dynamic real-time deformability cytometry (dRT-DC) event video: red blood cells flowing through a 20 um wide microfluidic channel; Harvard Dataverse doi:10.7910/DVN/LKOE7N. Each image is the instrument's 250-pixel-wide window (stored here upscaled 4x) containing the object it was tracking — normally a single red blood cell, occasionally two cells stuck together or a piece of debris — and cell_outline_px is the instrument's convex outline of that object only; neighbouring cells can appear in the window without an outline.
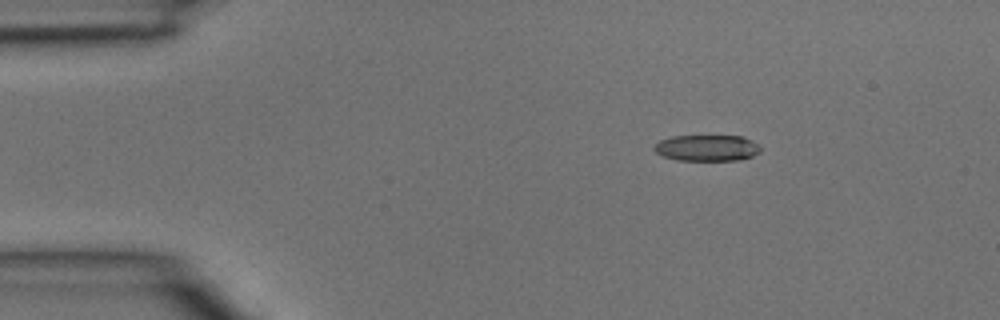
{"species": "common noctule bat (a hibernating species)", "species_latin": "Nyctalus noctula", "temperature_condition": "room temperature", "stored_images_in_passage": 5, "camera_frame_rate_fps": 3000, "um_per_image_px": 0.085, "animal": {"sex": "male", "body_mass_g": 15.6}, "frame": {"image": 1, "passage_image": 2, "time_ms": 0.333, "image_size_px": [1000, 320], "cell_outline_px": [[760, 152], [752, 156], [736, 160], [676, 160], [664, 156], [656, 152], [652, 148], [660, 140], [672, 136], [744, 136], [760, 144]], "centroid_in_image_um": [60.11, 12.57], "position_along_channel_um": 24.9, "area_um2": 16.24}}
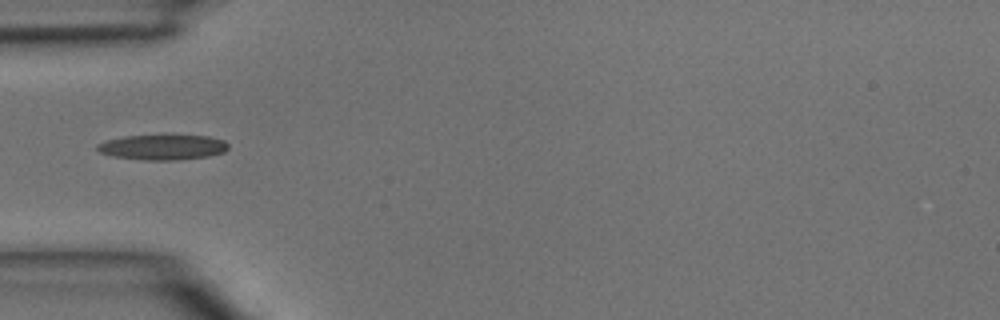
{"frame": {"image": 2, "passage_image": 4, "time_ms": 1.0, "image_size_px": [1000, 320], "cell_outline_px": [[228, 148], [224, 152], [208, 156], [176, 160], [144, 160], [112, 156], [100, 152], [96, 148], [96, 144], [108, 140], [124, 136], [208, 136], [224, 140], [228, 144]], "centroid_in_image_um": [13.82, 12.52], "position_along_channel_um": 71.2, "area_um2": 19.02}}
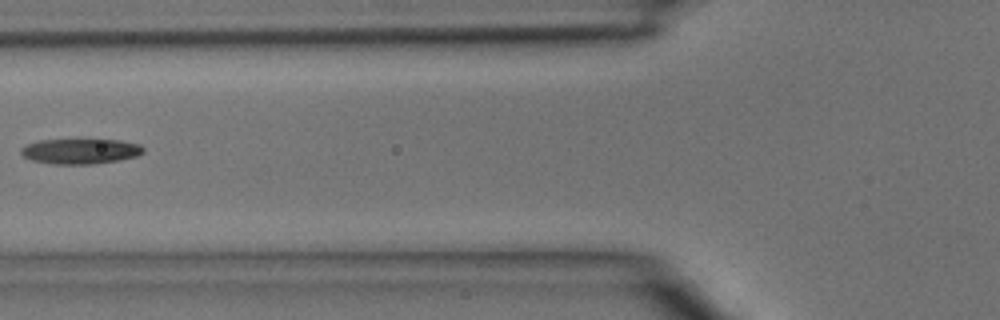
{"frame": {"image": 3, "passage_image": 5, "time_ms": 1.333, "image_size_px": [1000, 320], "cell_outline_px": [[144, 152], [136, 156], [116, 160], [92, 164], [56, 164], [32, 160], [24, 156], [20, 152], [20, 148], [28, 144], [40, 140], [120, 140], [140, 144], [144, 148]], "centroid_in_image_um": [6.84, 12.85], "position_along_channel_um": 119.0, "area_um2": 17.74}}